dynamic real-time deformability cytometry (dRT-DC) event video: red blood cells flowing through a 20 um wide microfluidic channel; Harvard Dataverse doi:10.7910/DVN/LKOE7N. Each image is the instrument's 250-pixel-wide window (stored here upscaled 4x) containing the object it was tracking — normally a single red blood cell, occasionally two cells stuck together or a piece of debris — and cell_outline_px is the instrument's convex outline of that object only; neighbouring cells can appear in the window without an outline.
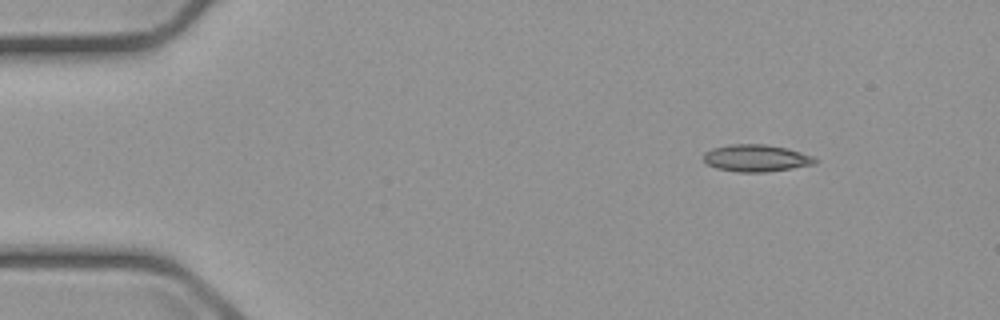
{"species": "common noctule bat (a hibernating species)", "species_latin": "Nyctalus noctula", "temperature_condition": "cold", "stored_images_in_passage": 3, "camera_frame_rate_fps": 3000, "um_per_image_px": 0.085, "animal": {"sex": "male", "body_mass_g": 23.1, "forearm_length_mm": 52.7}, "frame": {"image": 1, "passage_image": 1, "time_ms": 0.0, "image_size_px": [1000, 320], "cell_outline_px": [[816, 164], [792, 168], [764, 172], [736, 172], [716, 168], [708, 164], [704, 160], [704, 152], [712, 148], [732, 144], [764, 144], [788, 148], [812, 156], [816, 160]], "centroid_in_image_um": [64.26, 13.44], "position_along_channel_um": 20.7, "area_um2": 17.51}}